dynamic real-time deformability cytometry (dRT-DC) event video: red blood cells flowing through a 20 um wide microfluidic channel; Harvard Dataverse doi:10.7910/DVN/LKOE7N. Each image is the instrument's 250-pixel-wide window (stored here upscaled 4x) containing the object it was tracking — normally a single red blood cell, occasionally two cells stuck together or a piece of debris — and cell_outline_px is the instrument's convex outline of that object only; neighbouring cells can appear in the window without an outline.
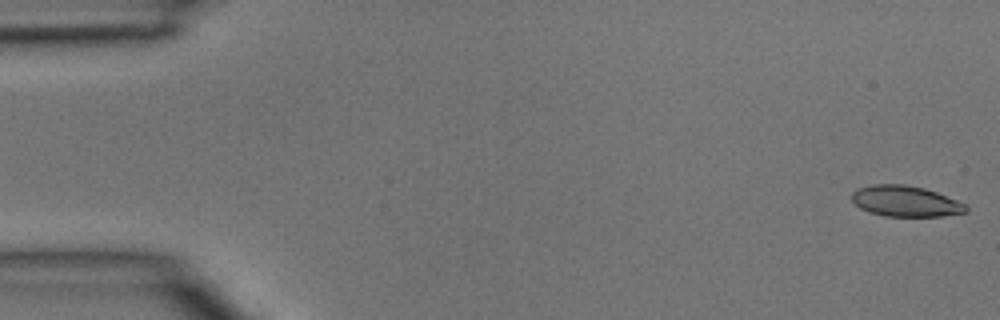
{"species": "common noctule bat (a hibernating species)", "species_latin": "Nyctalus noctula", "temperature_condition": "room temperature", "stored_images_in_passage": 44, "camera_frame_rate_fps": 3000, "um_per_image_px": 0.085, "animal": {"sex": "male", "body_mass_g": 15.6}, "frame": {"image": 1, "passage_image": 1, "time_ms": 0.0, "image_size_px": [1000, 320], "cell_outline_px": [[968, 212], [940, 216], [884, 216], [868, 212], [860, 208], [852, 200], [852, 192], [856, 188], [872, 184], [904, 184], [924, 188], [936, 192], [968, 204]], "centroid_in_image_um": [76.97, 17.1], "position_along_channel_um": 8.0, "area_um2": 20.69}}
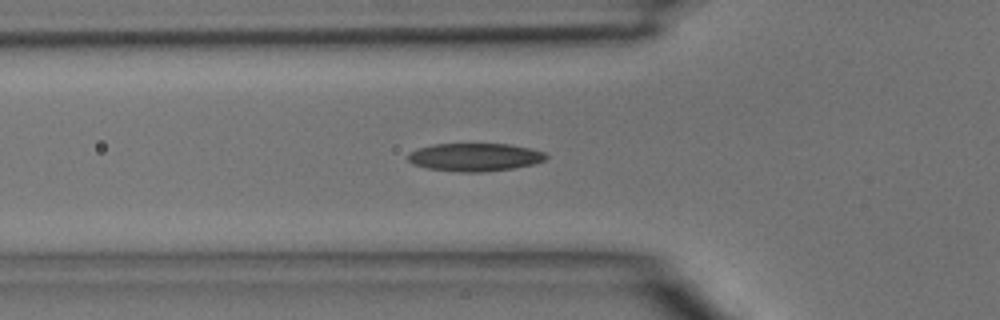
{"frame": {"image": 2, "passage_image": 15, "time_ms": 4.667, "image_size_px": [1000, 320], "cell_outline_px": [[548, 156], [544, 160], [536, 164], [512, 168], [480, 172], [460, 172], [428, 168], [412, 164], [408, 160], [408, 152], [416, 148], [432, 144], [508, 144], [528, 148], [544, 152]], "centroid_in_image_um": [40.32, 13.35], "position_along_channel_um": 85.5, "area_um2": 22.54}}
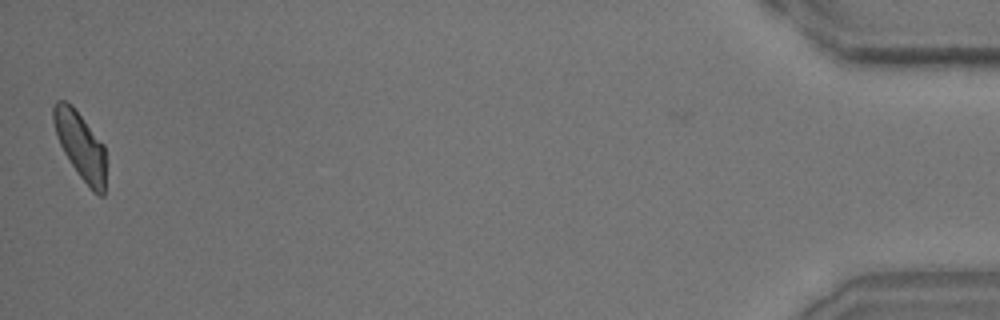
{"frame": {"image": 3, "passage_image": 44, "time_ms": 14.333, "image_size_px": [1000, 320], "cell_outline_px": [[104, 196], [100, 196], [92, 192], [80, 176], [64, 152], [60, 144], [52, 120], [52, 108], [56, 100], [64, 100], [72, 104], [104, 144]], "centroid_in_image_um": [6.82, 12.33], "position_along_channel_um": 428.4, "area_um2": 20.35}}